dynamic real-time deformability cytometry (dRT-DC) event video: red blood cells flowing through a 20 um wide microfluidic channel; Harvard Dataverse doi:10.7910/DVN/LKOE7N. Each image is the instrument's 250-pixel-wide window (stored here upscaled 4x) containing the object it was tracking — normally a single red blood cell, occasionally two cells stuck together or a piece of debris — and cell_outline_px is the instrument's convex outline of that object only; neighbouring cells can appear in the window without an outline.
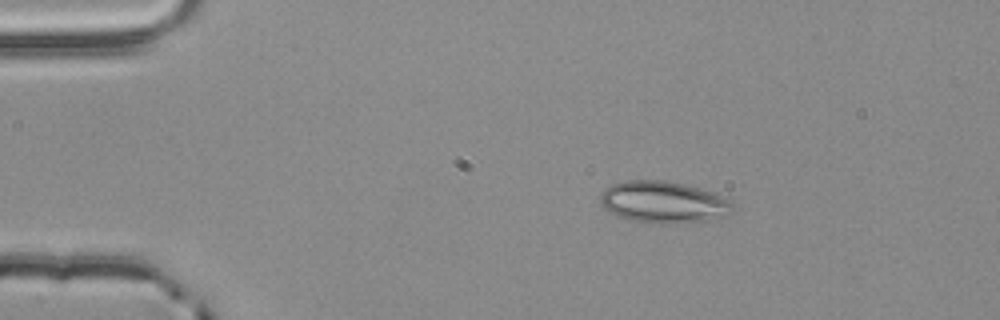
{"species": "common noctule bat (a hibernating species)", "species_latin": "Nyctalus noctula", "temperature_condition": "room temperature", "stored_images_in_passage": 4, "camera_frame_rate_fps": 3000, "um_per_image_px": 0.085, "animal": {"sex": "male", "body_mass_g": 20.4}, "frame": {"image": 1, "passage_image": 2, "time_ms": 0.333, "image_size_px": [1000, 320], "cell_outline_px": [[736, 204], [732, 212], [728, 216], [704, 220], [672, 224], [664, 224], [624, 220], [608, 212], [600, 204], [600, 196], [604, 188], [612, 184], [624, 180], [664, 180], [684, 184], [700, 188], [724, 196], [732, 200]], "centroid_in_image_um": [56.39, 17.19], "position_along_channel_um": 28.6, "area_um2": 32.95}}